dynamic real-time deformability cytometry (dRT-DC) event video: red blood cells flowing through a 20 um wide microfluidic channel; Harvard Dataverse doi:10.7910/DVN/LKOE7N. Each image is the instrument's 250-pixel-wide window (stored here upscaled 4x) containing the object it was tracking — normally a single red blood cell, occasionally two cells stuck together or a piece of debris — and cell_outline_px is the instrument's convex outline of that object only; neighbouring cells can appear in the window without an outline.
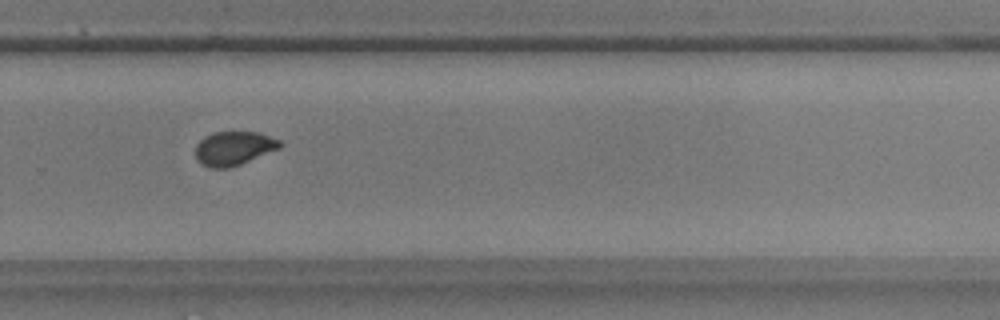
{"species": "common noctule bat (a hibernating species)", "species_latin": "Nyctalus noctula", "temperature_condition": "warm", "stored_images_in_passage": 46, "camera_frame_rate_fps": 3000, "um_per_image_px": 0.085, "animal": {"sex": "male", "body_mass_g": 17.9, "forearm_length_mm": 54.2}, "frame": {"image": 1, "passage_image": 35, "time_ms": 11.333, "image_size_px": [1000, 320], "cell_outline_px": [[284, 144], [280, 148], [240, 164], [228, 168], [208, 168], [200, 164], [196, 160], [196, 144], [204, 136], [212, 132], [260, 132], [280, 140]], "centroid_in_image_um": [19.86, 12.6], "position_along_channel_um": 309.9, "area_um2": 16.88}}
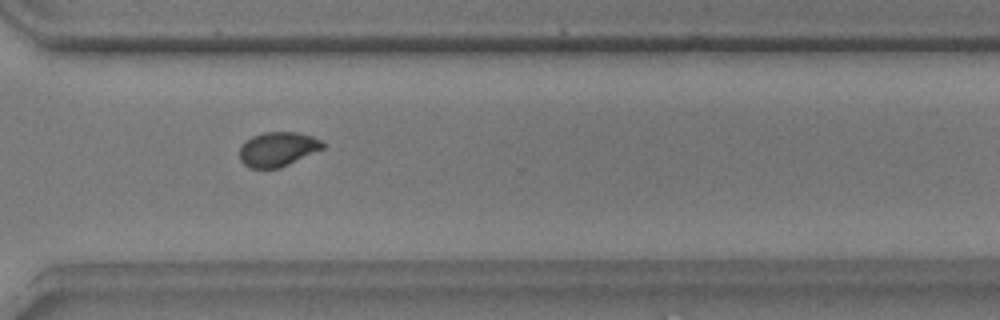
{"frame": {"image": 2, "passage_image": 38, "time_ms": 12.333, "image_size_px": [1000, 320], "cell_outline_px": [[324, 148], [280, 168], [248, 168], [240, 160], [240, 148], [252, 136], [264, 132], [296, 132], [312, 136], [320, 140], [324, 144]], "centroid_in_image_um": [23.61, 12.68], "position_along_channel_um": 347.0, "area_um2": 16.53}}
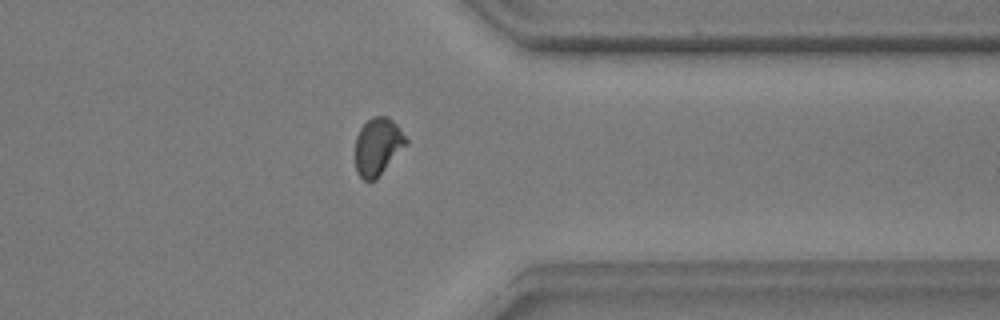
{"frame": {"image": 3, "passage_image": 41, "time_ms": 13.333, "image_size_px": [1000, 320], "cell_outline_px": [[408, 144], [376, 180], [364, 180], [356, 172], [356, 136], [360, 128], [372, 116], [388, 116], [400, 128], [408, 140]], "centroid_in_image_um": [32.13, 12.45], "position_along_channel_um": 379.3, "area_um2": 17.11}, "authors_computed_cell_mechanics": {"area_um2": 17.1088, "velocity_mm_per_s": 3.6902, "shape_relaxation_time_tau1_ms": 6.4069, "shape_relaxation_time_tau2_ms": 0.8099, "deformation_change_tau1": 0.114, "deformation_change_tau2": 0.0476}}